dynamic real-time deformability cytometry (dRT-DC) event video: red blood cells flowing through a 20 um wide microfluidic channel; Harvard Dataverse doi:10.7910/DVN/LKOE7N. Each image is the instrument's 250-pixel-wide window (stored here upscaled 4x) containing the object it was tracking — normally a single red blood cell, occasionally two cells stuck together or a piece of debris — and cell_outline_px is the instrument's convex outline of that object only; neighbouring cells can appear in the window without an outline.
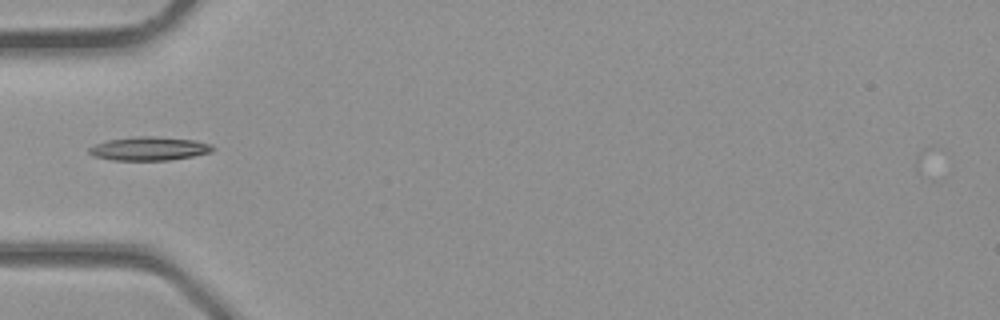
{"species": "common noctule bat (a hibernating species)", "species_latin": "Nyctalus noctula", "temperature_condition": "room temperature", "stored_images_in_passage": 2, "camera_frame_rate_fps": 3000, "um_per_image_px": 0.085, "animal": {"sex": "male", "body_mass_g": 23.1, "forearm_length_mm": 52.7}, "frame": {"image": 1, "passage_image": 2, "time_ms": 0.333, "image_size_px": [1000, 320], "cell_outline_px": [[216, 148], [212, 152], [192, 156], [168, 160], [112, 160], [92, 156], [88, 152], [88, 148], [96, 144], [108, 140], [140, 136], [152, 136], [196, 140], [212, 144]], "centroid_in_image_um": [12.7, 12.63], "position_along_channel_um": 72.3, "area_um2": 17.05}}